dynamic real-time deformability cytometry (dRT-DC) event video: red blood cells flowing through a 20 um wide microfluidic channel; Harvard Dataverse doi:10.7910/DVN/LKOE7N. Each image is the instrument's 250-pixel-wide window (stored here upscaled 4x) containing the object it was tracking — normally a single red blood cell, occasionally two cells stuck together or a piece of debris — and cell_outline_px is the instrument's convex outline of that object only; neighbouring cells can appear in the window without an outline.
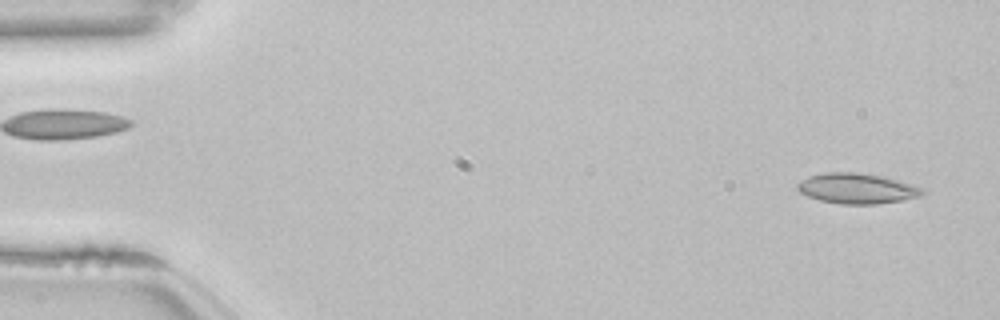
{"species": "common noctule bat (a hibernating species)", "species_latin": "Nyctalus noctula", "temperature_condition": "room temperature", "stored_images_in_passage": 52, "camera_frame_rate_fps": 3000, "um_per_image_px": 0.085, "animal": {"sex": "female", "body_mass_g": 22.7, "forearm_length_mm": 54.2}, "frame": {"image": 1, "passage_image": 2, "time_ms": 0.333, "image_size_px": [1000, 320], "cell_outline_px": [[924, 192], [920, 196], [904, 200], [876, 204], [840, 204], [820, 200], [808, 196], [800, 192], [796, 188], [796, 184], [800, 180], [808, 176], [824, 172], [860, 172], [884, 176], [900, 180], [912, 184], [920, 188]], "centroid_in_image_um": [72.81, 16.0], "position_along_channel_um": 12.2, "area_um2": 22.31}}
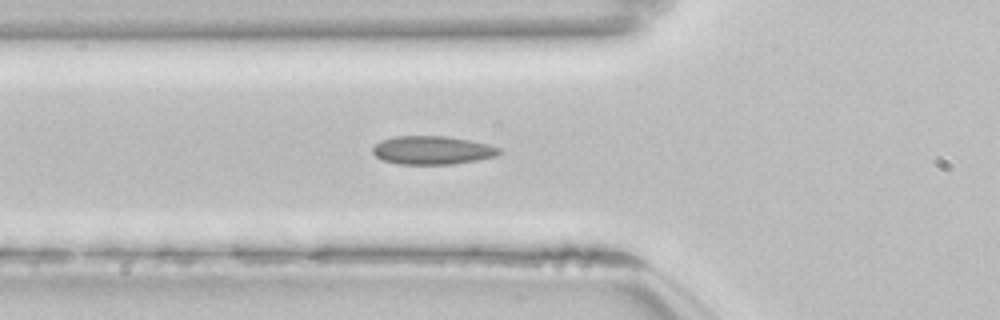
{"frame": {"image": 2, "passage_image": 18, "time_ms": 5.667, "image_size_px": [1000, 320], "cell_outline_px": [[504, 152], [496, 156], [476, 160], [452, 164], [396, 164], [384, 160], [376, 156], [372, 152], [372, 148], [376, 144], [384, 140], [396, 136], [444, 136], [468, 140], [488, 144], [500, 148]], "centroid_in_image_um": [36.77, 12.77], "position_along_channel_um": 89.0, "area_um2": 20.81}}
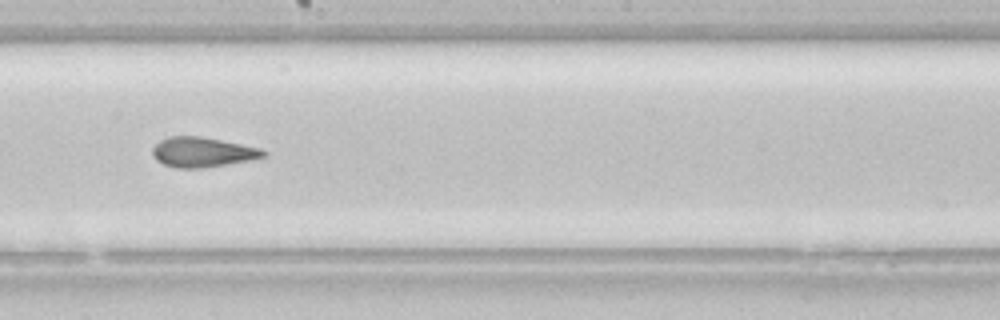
{"frame": {"image": 3, "passage_image": 29, "time_ms": 9.333, "image_size_px": [1000, 320], "cell_outline_px": [[268, 156], [252, 160], [200, 168], [176, 168], [164, 164], [156, 160], [152, 152], [152, 148], [160, 140], [168, 136], [200, 136], [260, 148], [268, 152]], "centroid_in_image_um": [17.22, 12.93], "position_along_channel_um": 231.0, "area_um2": 19.31}, "authors_computed_cell_mechanics": {"area_um2": 20.4034, "velocity_mm_per_s": 3.8516, "shape_relaxation_time_tau1_ms": null, "shape_relaxation_time_tau2_ms": 2.1654, "deformation_change_tau1": null, "deformation_change_tau2": 0.0754}}